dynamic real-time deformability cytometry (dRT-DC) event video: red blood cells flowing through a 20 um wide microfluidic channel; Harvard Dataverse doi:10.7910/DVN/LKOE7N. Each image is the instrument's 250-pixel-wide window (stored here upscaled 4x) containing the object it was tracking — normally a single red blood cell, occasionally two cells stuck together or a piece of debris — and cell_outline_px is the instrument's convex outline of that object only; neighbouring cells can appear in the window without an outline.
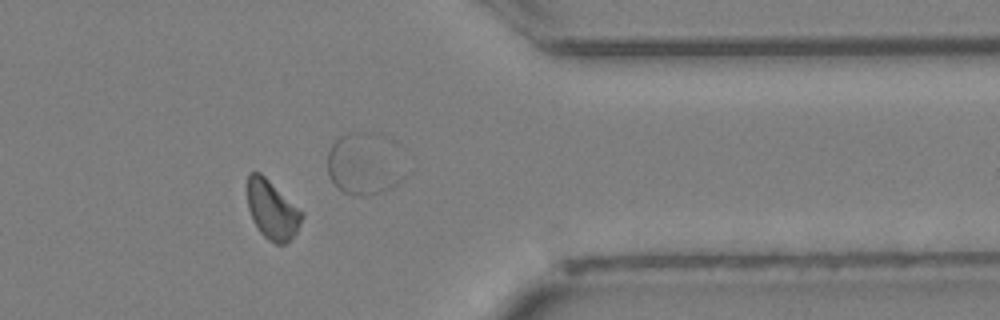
{"species": "Egyptian fruit bat (a non-hibernating species)", "species_latin": "Rousettus aegyptiacus", "temperature_condition": "cold", "stored_images_in_passage": 29, "camera_frame_rate_fps": 3000, "um_per_image_px": 0.085, "animal": {"sex": "female"}, "frame": {"image": 1, "passage_image": 28, "time_ms": 9.0, "image_size_px": [1000, 320], "cell_outline_px": [[304, 216], [296, 232], [284, 244], [276, 244], [268, 240], [260, 232], [252, 220], [248, 208], [248, 172], [260, 172], [304, 212]], "centroid_in_image_um": [23.14, 17.83], "position_along_channel_um": 388.3, "area_um2": 18.61}}